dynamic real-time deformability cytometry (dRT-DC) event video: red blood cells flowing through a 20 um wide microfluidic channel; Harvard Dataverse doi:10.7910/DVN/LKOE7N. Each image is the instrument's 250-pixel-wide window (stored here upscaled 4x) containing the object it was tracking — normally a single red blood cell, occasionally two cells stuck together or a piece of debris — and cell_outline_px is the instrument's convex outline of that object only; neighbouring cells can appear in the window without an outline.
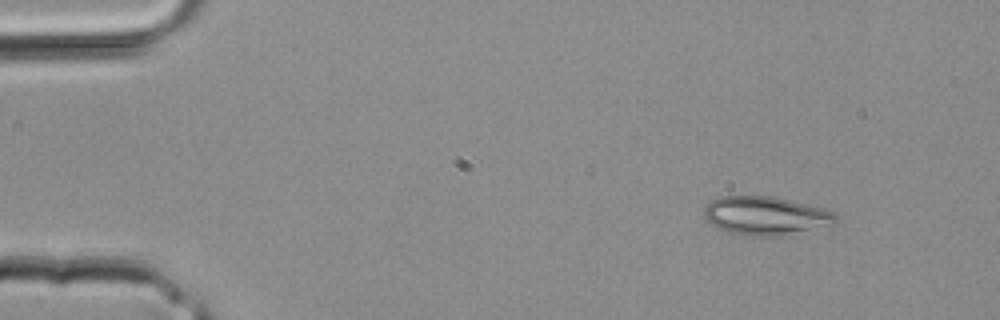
{"species": "common noctule bat (a hibernating species)", "species_latin": "Nyctalus noctula", "temperature_condition": "room temperature", "stored_images_in_passage": 3, "camera_frame_rate_fps": 3000, "um_per_image_px": 0.085, "animal": {"sex": "male", "body_mass_g": 20.4}, "frame": {"image": 1, "passage_image": 1, "time_ms": 0.0, "image_size_px": [1000, 320], "cell_outline_px": [[840, 220], [836, 224], [780, 236], [748, 236], [732, 232], [720, 228], [712, 224], [704, 216], [704, 208], [712, 200], [720, 196], [772, 196], [792, 200], [824, 208], [836, 212]], "centroid_in_image_um": [65.16, 18.33], "position_along_channel_um": 19.8, "area_um2": 29.71}}